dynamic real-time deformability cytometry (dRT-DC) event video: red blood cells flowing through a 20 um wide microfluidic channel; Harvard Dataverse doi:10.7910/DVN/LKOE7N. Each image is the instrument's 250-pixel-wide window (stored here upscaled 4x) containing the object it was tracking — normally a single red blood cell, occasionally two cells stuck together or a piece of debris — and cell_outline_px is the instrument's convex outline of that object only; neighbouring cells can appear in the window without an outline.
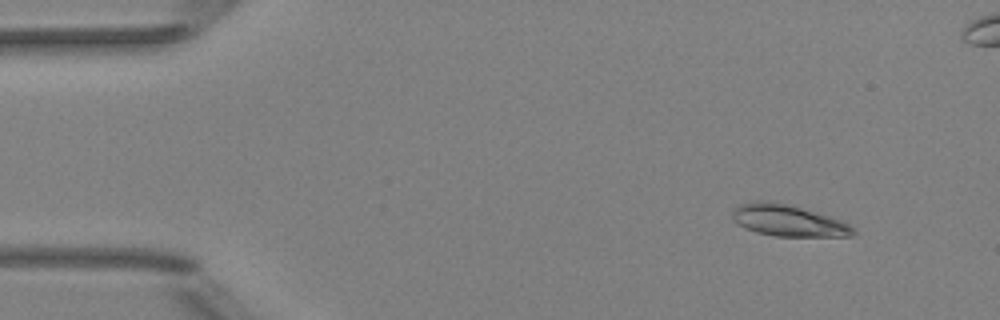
{"species": "Egyptian fruit bat (a non-hibernating species)", "species_latin": "Rousettus aegyptiacus", "temperature_condition": "room temperature", "stored_images_in_passage": 51, "segment_of_instrument_passage": [1, 2], "camera_frame_rate_fps": 3000, "um_per_image_px": 0.085, "animal": {"sex": "female"}, "frame": {"image": 1, "passage_image": 4, "time_ms": 1.0, "image_size_px": [1000, 320], "cell_outline_px": [[856, 232], [852, 236], [776, 236], [756, 232], [732, 220], [732, 212], [740, 204], [752, 200], [768, 200], [788, 204], [828, 216], [840, 220], [856, 228]], "centroid_in_image_um": [66.99, 18.73], "position_along_channel_um": 18.0, "area_um2": 22.02}}
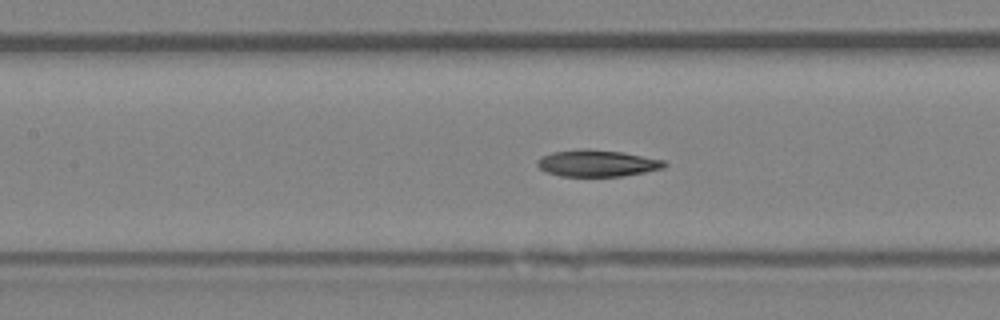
{"frame": {"image": 2, "passage_image": 22, "time_ms": 7.0, "image_size_px": [1000, 320], "cell_outline_px": [[668, 164], [664, 168], [644, 172], [620, 176], [560, 176], [544, 172], [536, 164], [536, 160], [552, 152], [580, 148], [624, 152], [664, 160]], "centroid_in_image_um": [50.74, 13.87], "position_along_channel_um": 156.7, "area_um2": 19.83}}
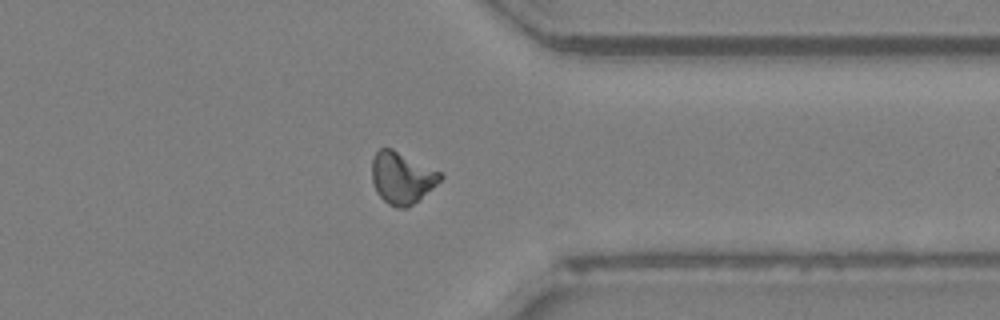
{"frame": {"image": 3, "passage_image": 39, "time_ms": 12.667, "image_size_px": [1000, 320], "cell_outline_px": [[444, 176], [432, 188], [408, 208], [396, 208], [388, 204], [376, 192], [372, 180], [372, 160], [376, 152], [380, 148], [392, 148], [440, 172]], "centroid_in_image_um": [34.13, 15.12], "position_along_channel_um": 377.3, "area_um2": 20.4}}